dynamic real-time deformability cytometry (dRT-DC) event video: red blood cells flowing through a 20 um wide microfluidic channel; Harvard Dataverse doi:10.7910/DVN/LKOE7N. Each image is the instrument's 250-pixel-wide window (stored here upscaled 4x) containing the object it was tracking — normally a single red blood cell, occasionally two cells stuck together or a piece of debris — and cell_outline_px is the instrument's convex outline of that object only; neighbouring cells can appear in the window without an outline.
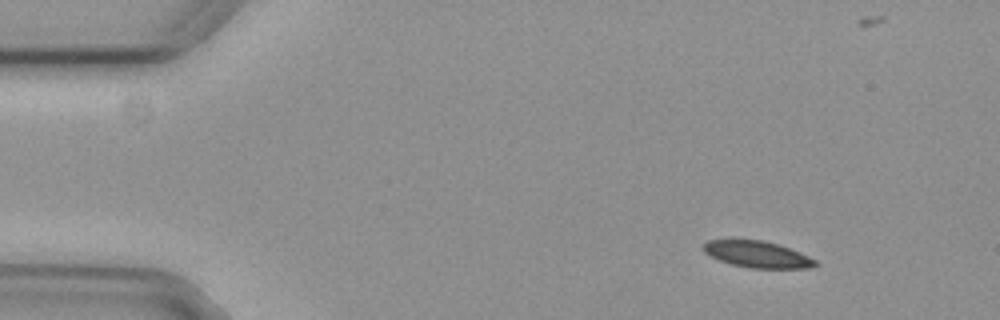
{"species": "common noctule bat (a hibernating species)", "species_latin": "Nyctalus noctula", "temperature_condition": "cold", "stored_images_in_passage": 7, "camera_frame_rate_fps": 3000, "um_per_image_px": 0.085, "animal": {"sex": "female", "body_mass_g": 29.2, "forearm_length_mm": 56.3}, "frame": {"image": 1, "passage_image": 1, "time_ms": 0.0, "image_size_px": [1000, 320], "cell_outline_px": [[820, 264], [812, 268], [748, 268], [732, 264], [720, 260], [704, 252], [704, 244], [708, 240], [732, 236], [764, 240], [800, 252], [816, 260]], "centroid_in_image_um": [64.33, 21.57], "position_along_channel_um": 20.7, "area_um2": 17.92}}
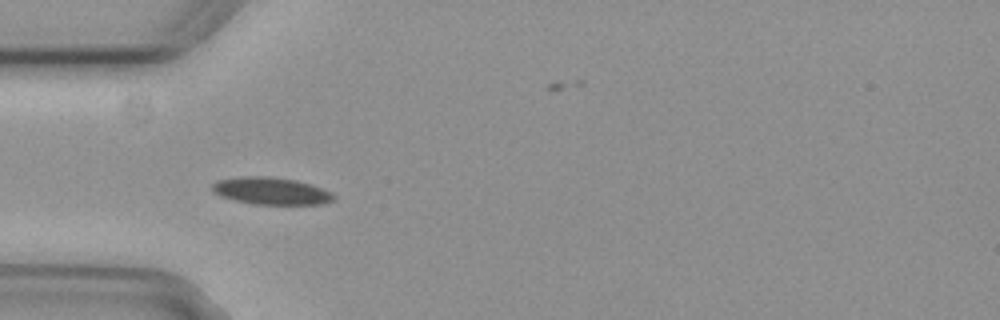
{"frame": {"image": 2, "passage_image": 4, "time_ms": 1.0, "image_size_px": [1000, 320], "cell_outline_px": [[336, 200], [320, 204], [256, 204], [236, 200], [220, 196], [212, 192], [212, 184], [216, 180], [244, 176], [268, 176], [296, 180], [332, 192], [336, 196]], "centroid_in_image_um": [23.04, 16.23], "position_along_channel_um": 62.0, "area_um2": 19.19}}
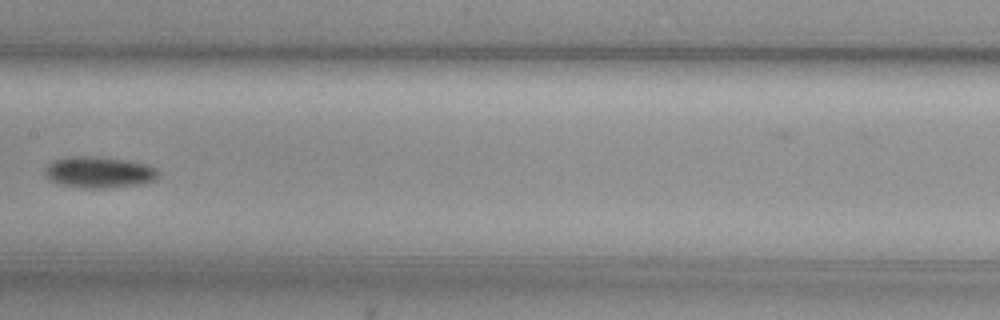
{"frame": {"image": 3, "passage_image": 7, "time_ms": 2.0, "image_size_px": [1000, 320], "cell_outline_px": [[160, 172], [156, 180], [144, 184], [112, 188], [84, 188], [56, 184], [48, 180], [44, 176], [44, 168], [52, 160], [68, 156], [96, 156], [128, 160], [148, 164], [156, 168]], "centroid_in_image_um": [8.41, 14.64], "position_along_channel_um": 199.0, "area_um2": 21.44}}